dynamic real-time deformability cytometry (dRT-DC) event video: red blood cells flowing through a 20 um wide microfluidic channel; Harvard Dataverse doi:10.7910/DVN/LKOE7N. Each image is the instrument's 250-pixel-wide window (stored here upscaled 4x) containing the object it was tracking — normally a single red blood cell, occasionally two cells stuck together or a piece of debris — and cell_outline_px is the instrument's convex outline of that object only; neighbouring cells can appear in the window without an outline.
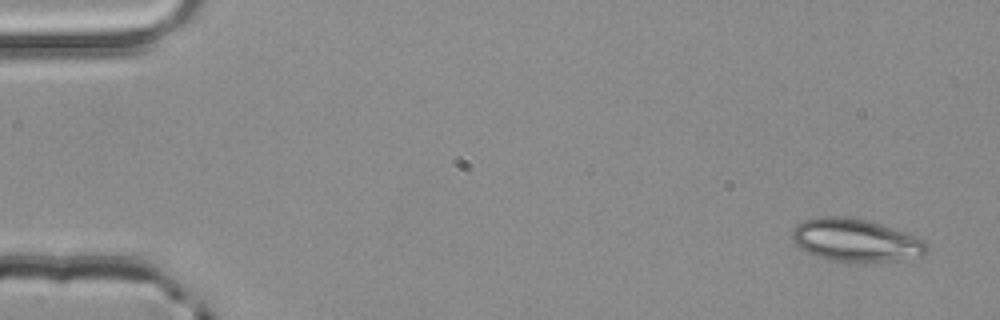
{"species": "common noctule bat (a hibernating species)", "species_latin": "Nyctalus noctula", "temperature_condition": "room temperature", "stored_images_in_passage": 4, "camera_frame_rate_fps": 3000, "um_per_image_px": 0.085, "animal": {"sex": "male", "body_mass_g": 20.4}, "frame": {"image": 1, "passage_image": 1, "time_ms": 0.0, "image_size_px": [1000, 320], "cell_outline_px": [[928, 252], [924, 256], [884, 260], [832, 260], [816, 256], [800, 248], [792, 240], [792, 232], [796, 224], [804, 220], [824, 216], [848, 216], [880, 224], [924, 240], [928, 244]], "centroid_in_image_um": [72.7, 20.39], "position_along_channel_um": 12.3, "area_um2": 32.66}}